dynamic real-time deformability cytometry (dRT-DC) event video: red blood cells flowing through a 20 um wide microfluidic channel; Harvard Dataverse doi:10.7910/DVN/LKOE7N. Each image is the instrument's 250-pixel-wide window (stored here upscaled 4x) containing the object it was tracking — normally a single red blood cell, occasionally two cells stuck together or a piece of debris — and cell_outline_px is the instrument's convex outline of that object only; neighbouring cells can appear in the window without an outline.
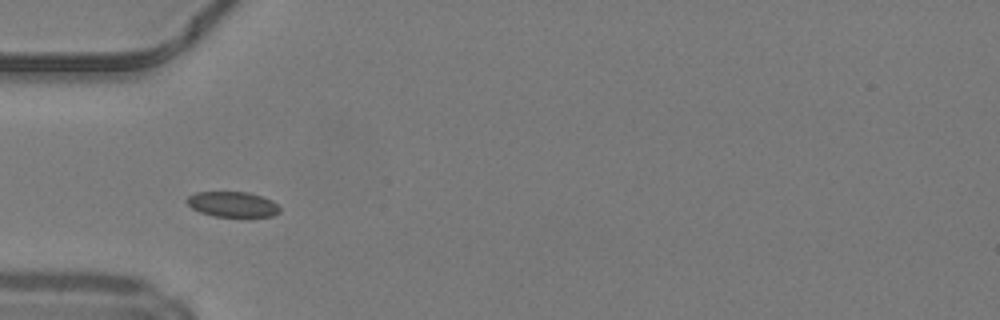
{"species": "common noctule bat (a hibernating species)", "species_latin": "Nyctalus noctula", "temperature_condition": "warm", "stored_images_in_passage": 34, "camera_frame_rate_fps": 3000, "um_per_image_px": 0.085, "animal": {"sex": "male", "body_mass_g": 19.2, "forearm_length_mm": 51.8}, "frame": {"image": 1, "passage_image": 1, "time_ms": 0.0, "image_size_px": [1000, 320], "cell_outline_px": [[280, 212], [272, 216], [212, 216], [200, 212], [192, 208], [184, 200], [188, 196], [196, 192], [248, 192], [272, 200], [280, 208]], "centroid_in_image_um": [19.74, 17.36], "position_along_channel_um": 65.3, "area_um2": 13.64}}
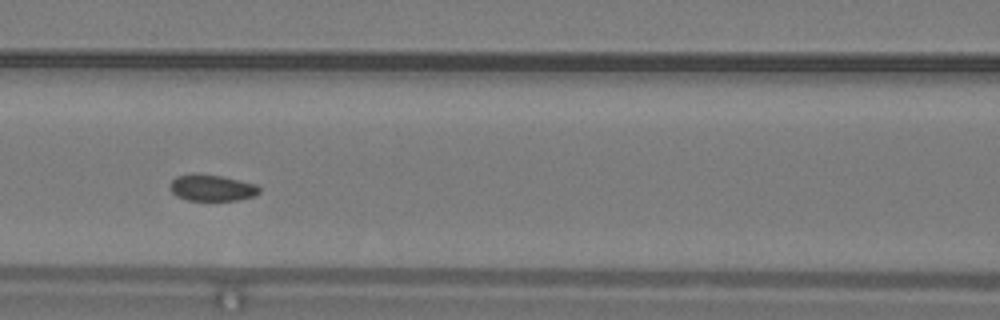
{"frame": {"image": 2, "passage_image": 7, "time_ms": 2.0, "image_size_px": [1000, 320], "cell_outline_px": [[260, 192], [256, 196], [236, 200], [188, 200], [176, 196], [168, 188], [168, 184], [176, 176], [192, 172], [220, 176], [256, 184], [260, 188]], "centroid_in_image_um": [17.96, 15.95], "position_along_channel_um": 148.6, "area_um2": 13.93}}
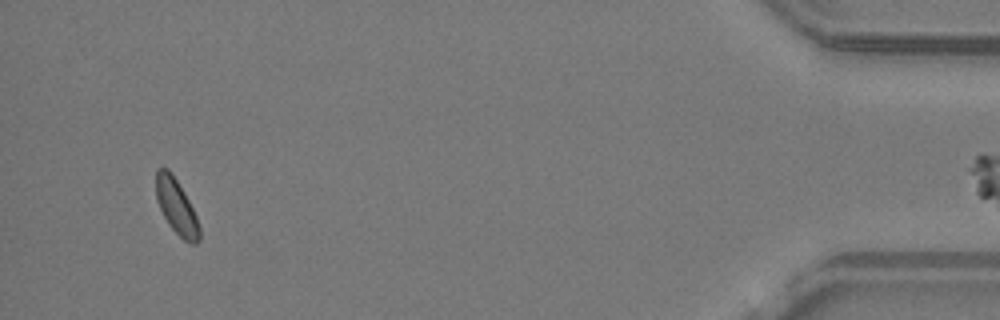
{"frame": {"image": 3, "passage_image": 32, "time_ms": 10.333, "image_size_px": [1000, 320], "cell_outline_px": [[200, 240], [196, 244], [192, 244], [184, 240], [168, 224], [156, 200], [156, 168], [168, 168], [172, 172], [184, 192], [196, 216], [200, 228]], "centroid_in_image_um": [14.99, 17.55], "position_along_channel_um": 420.2, "area_um2": 13.87}, "authors_computed_cell_mechanics": {"area_um2": 14.2766, "velocity_mm_per_s": 4.1994, "shape_relaxation_time_tau1_ms": null, "shape_relaxation_time_tau2_ms": 10.2356, "deformation_change_tau1": null, "deformation_change_tau2": 0.1208}}